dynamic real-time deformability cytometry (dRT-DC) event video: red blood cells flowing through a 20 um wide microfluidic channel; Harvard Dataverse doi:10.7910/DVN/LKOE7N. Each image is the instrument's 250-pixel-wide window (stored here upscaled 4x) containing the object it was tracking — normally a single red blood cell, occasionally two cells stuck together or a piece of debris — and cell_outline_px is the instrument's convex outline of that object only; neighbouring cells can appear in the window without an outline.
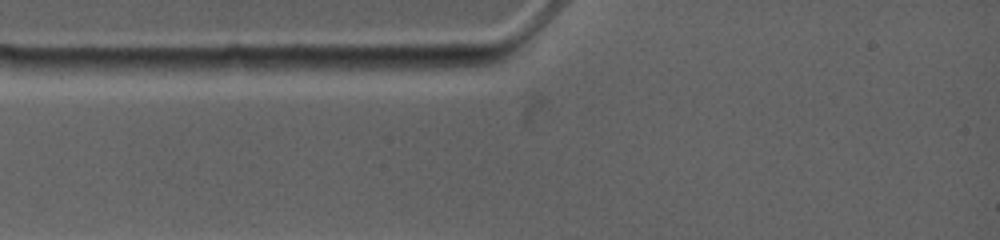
{"species": "common noctule bat (a hibernating species)", "species_latin": "Nyctalus noctula", "temperature_condition": "warm", "stored_images_in_passage": 5, "camera_frame_rate_fps": 4500, "um_per_image_px": 0.085, "animal": {"sex": "female", "body_mass_g": 19.0, "forearm_length_mm": 53.3}, "frame": {"image": 1, "passage_image": 2, "time_ms": 0.444, "image_size_px": [1000, 240], "cell_outline_px": [[500, 60], [488, 64], [444, 72], [432, 72], [360, 68], [376, 56], [480, 56]], "centroid_in_image_um": [36.29, 5.36], "position_along_channel_um": 48.7, "area_um2": 12.02}}